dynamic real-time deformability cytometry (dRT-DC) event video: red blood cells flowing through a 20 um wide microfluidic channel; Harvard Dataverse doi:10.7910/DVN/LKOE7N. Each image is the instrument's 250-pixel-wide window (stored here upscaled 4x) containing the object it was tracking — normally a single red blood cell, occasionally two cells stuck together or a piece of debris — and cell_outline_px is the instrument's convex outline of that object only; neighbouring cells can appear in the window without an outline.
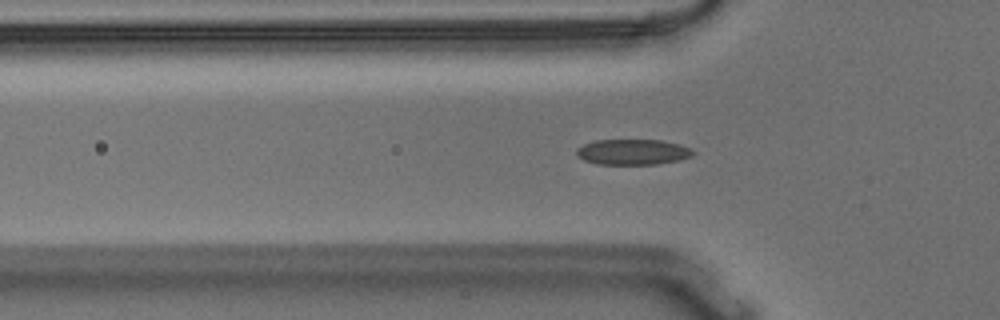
{"species": "Egyptian fruit bat (a non-hibernating species)", "species_latin": "Rousettus aegyptiacus", "temperature_condition": "warm", "stored_images_in_passage": 56, "camera_frame_rate_fps": 3000, "um_per_image_px": 0.085, "animal": {"sex": "male"}, "frame": {"image": 1, "passage_image": 17, "time_ms": 5.333, "image_size_px": [1000, 320], "cell_outline_px": [[696, 152], [692, 156], [680, 160], [656, 164], [596, 164], [584, 160], [576, 156], [576, 148], [584, 144], [596, 140], [660, 140], [680, 144], [692, 148]], "centroid_in_image_um": [53.8, 12.92], "position_along_channel_um": 72.0, "area_um2": 17.51}}
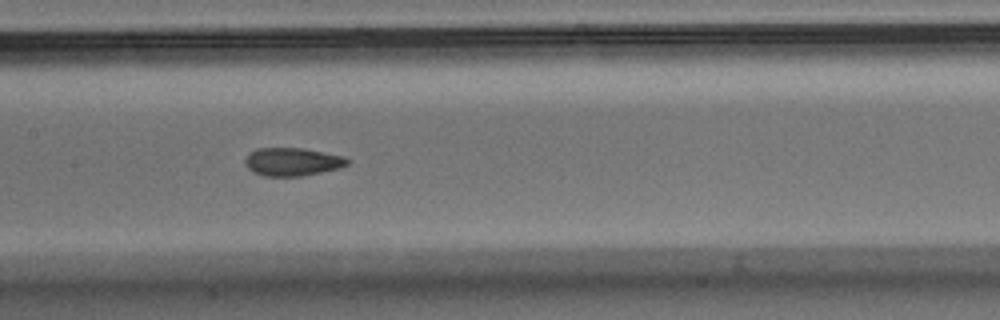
{"frame": {"image": 2, "passage_image": 26, "time_ms": 8.333, "image_size_px": [1000, 320], "cell_outline_px": [[352, 160], [348, 164], [340, 168], [300, 176], [264, 176], [252, 172], [244, 164], [244, 160], [256, 148], [300, 148], [344, 156]], "centroid_in_image_um": [24.86, 13.75], "position_along_channel_um": 182.5, "area_um2": 16.7}}
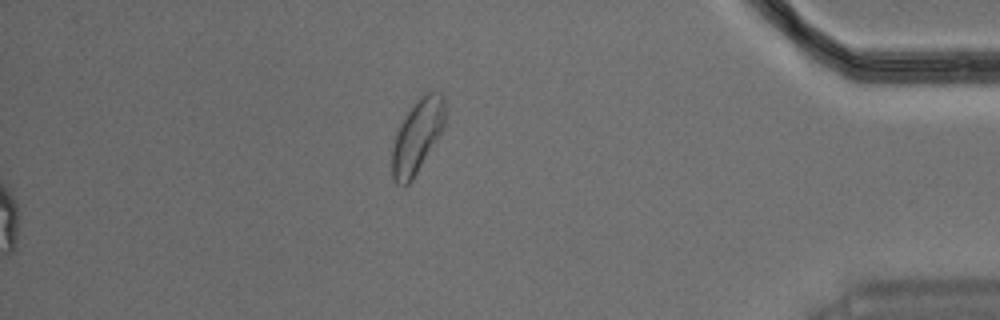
{"frame": {"image": 3, "passage_image": 56, "time_ms": 18.333, "image_size_px": [1000, 320], "cell_outline_px": [[444, 124], [436, 140], [412, 180], [408, 184], [396, 184], [392, 180], [392, 148], [396, 132], [404, 116], [416, 100], [424, 92], [440, 92], [444, 96]], "centroid_in_image_um": [35.43, 11.56], "position_along_channel_um": 399.8, "area_um2": 22.37}, "authors_computed_cell_mechanics": {"area_um2": 17.1377, "velocity_mm_per_s": 3.6327, "shape_relaxation_time_tau1_ms": 8.9498, "shape_relaxation_time_tau2_ms": 1.3835, "deformation_change_tau1": 0.2133, "deformation_change_tau2": 0.0718}}